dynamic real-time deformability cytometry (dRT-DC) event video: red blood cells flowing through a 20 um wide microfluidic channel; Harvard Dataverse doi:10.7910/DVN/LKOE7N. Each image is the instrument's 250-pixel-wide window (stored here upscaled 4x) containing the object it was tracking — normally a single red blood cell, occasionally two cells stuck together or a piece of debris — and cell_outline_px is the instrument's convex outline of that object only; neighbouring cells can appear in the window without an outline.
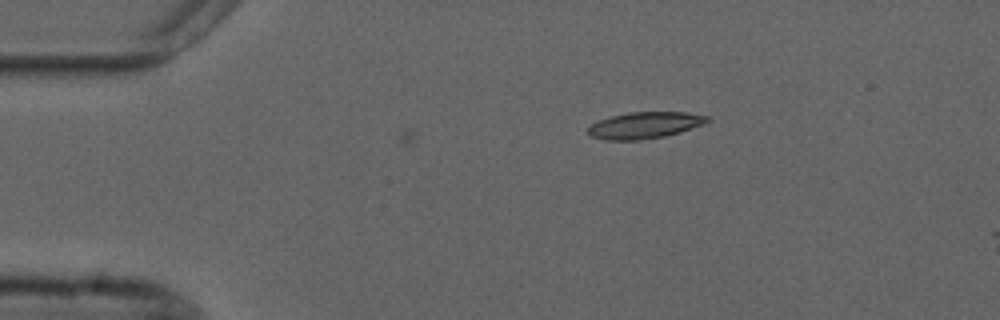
{"species": "common noctule bat (a hibernating species)", "species_latin": "Nyctalus noctula", "temperature_condition": "cold", "stored_images_in_passage": 2, "camera_frame_rate_fps": 3000, "um_per_image_px": 0.085, "animal": {"sex": "male", "forearm_length_mm": 52.5}, "frame": {"image": 1, "passage_image": 2, "time_ms": 1.0, "image_size_px": [1000, 320], "cell_outline_px": [[712, 120], [704, 124], [680, 132], [664, 136], [636, 140], [604, 140], [592, 136], [588, 132], [588, 128], [592, 124], [600, 120], [612, 116], [628, 112], [684, 112], [712, 116]], "centroid_in_image_um": [54.86, 10.63], "position_along_channel_um": 30.1, "area_um2": 18.38}}